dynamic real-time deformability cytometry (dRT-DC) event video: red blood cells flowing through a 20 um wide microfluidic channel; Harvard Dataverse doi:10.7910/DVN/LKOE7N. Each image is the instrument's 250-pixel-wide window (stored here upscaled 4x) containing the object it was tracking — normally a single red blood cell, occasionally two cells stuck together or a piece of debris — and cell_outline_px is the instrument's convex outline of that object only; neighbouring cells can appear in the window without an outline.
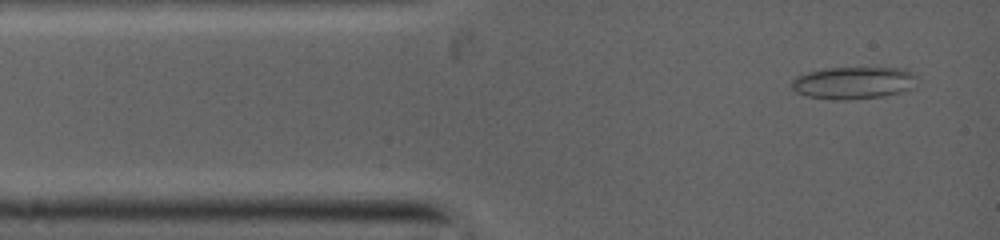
{"species": "common noctule bat (a hibernating species)", "species_latin": "Nyctalus noctula", "temperature_condition": "warm", "stored_images_in_passage": 7, "camera_frame_rate_fps": 5000, "um_per_image_px": 0.085, "animal": {"sex": "female", "body_mass_g": 19.0, "forearm_length_mm": 53.3}, "frame": {"image": 1, "passage_image": 1, "time_ms": 0.0, "image_size_px": [1000, 240], "cell_outline_px": [[920, 76], [912, 88], [900, 92], [884, 96], [844, 100], [836, 100], [804, 96], [796, 92], [792, 88], [792, 80], [796, 76], [808, 72], [828, 68], [904, 68], [916, 72]], "centroid_in_image_um": [72.6, 7.04], "position_along_channel_um": 12.4, "area_um2": 23.87}}
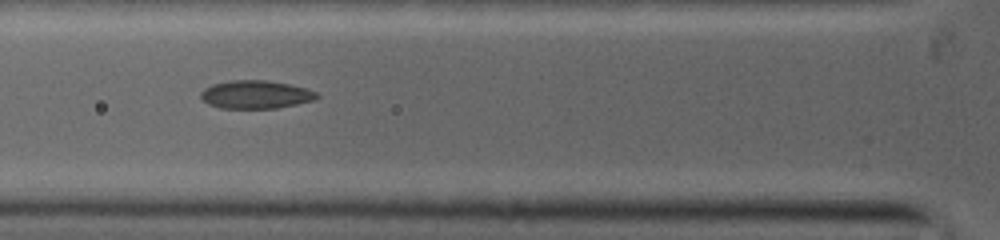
{"frame": {"image": 2, "passage_image": 6, "time_ms": 3.0, "image_size_px": [1000, 240], "cell_outline_px": [[320, 96], [312, 100], [296, 104], [276, 108], [220, 108], [208, 104], [200, 96], [200, 92], [204, 88], [212, 84], [232, 80], [264, 80], [288, 84], [304, 88], [316, 92]], "centroid_in_image_um": [21.69, 8.03], "position_along_channel_um": 104.1, "area_um2": 18.84}}
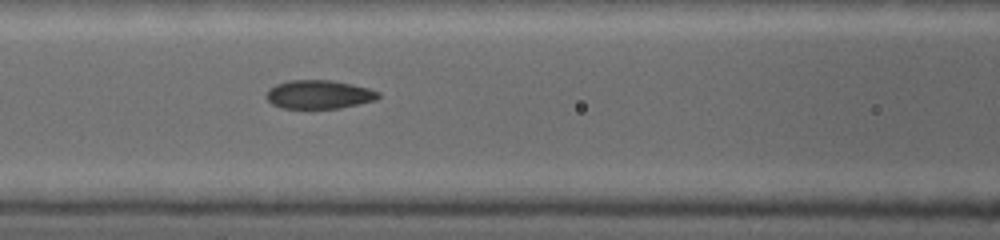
{"frame": {"image": 3, "passage_image": 7, "time_ms": 3.8, "image_size_px": [1000, 240], "cell_outline_px": [[380, 96], [376, 100], [340, 108], [284, 108], [272, 104], [268, 100], [268, 92], [276, 84], [292, 80], [332, 80], [368, 88], [380, 92]], "centroid_in_image_um": [27.16, 8.03], "position_along_channel_um": 139.4, "area_um2": 18.38}}